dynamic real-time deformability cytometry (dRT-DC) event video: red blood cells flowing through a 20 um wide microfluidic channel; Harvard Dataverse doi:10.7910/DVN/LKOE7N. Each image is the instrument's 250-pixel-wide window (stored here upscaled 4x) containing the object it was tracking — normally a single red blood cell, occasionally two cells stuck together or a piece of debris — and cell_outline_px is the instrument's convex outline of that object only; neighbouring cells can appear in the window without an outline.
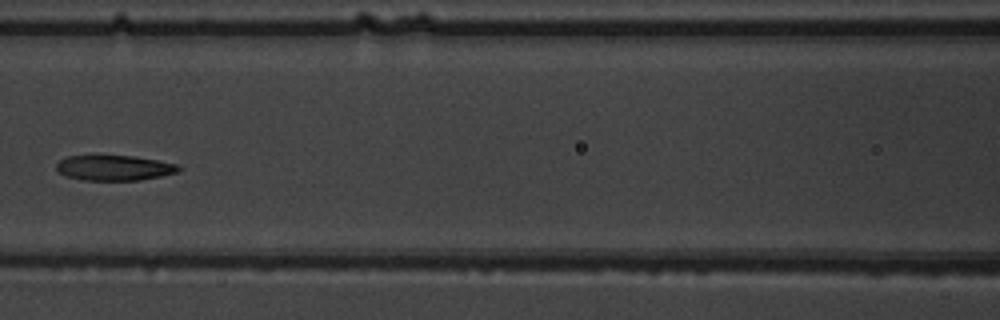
{"species": "common noctule bat (a hibernating species)", "species_latin": "Nyctalus noctula", "temperature_condition": "warm", "stored_images_in_passage": 6, "camera_frame_rate_fps": 3000, "um_per_image_px": 0.085, "animal": {"sex": "male", "body_mass_g": 19.5, "forearm_length_mm": 54.6}, "frame": {"image": 1, "passage_image": 5, "time_ms": 4.667, "image_size_px": [1000, 320], "cell_outline_px": [[180, 172], [140, 180], [84, 180], [64, 176], [56, 168], [56, 164], [60, 160], [68, 156], [132, 156], [156, 160], [176, 164], [180, 168]], "centroid_in_image_um": [9.7, 14.27], "position_along_channel_um": 156.9, "area_um2": 17.8}}
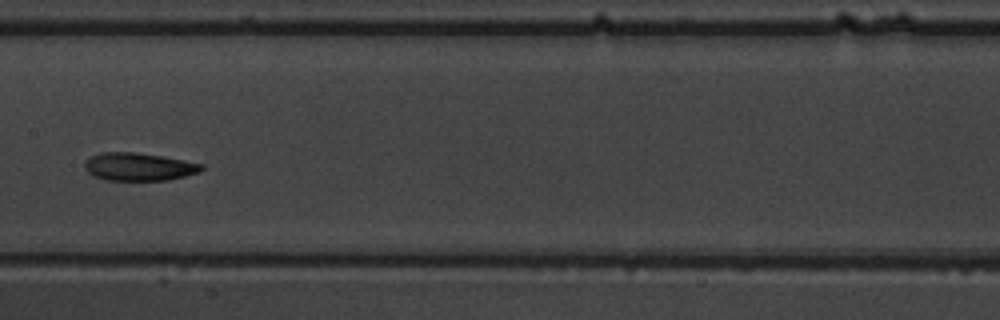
{"frame": {"image": 2, "passage_image": 6, "time_ms": 5.667, "image_size_px": [1000, 320], "cell_outline_px": [[204, 168], [200, 172], [168, 180], [108, 180], [96, 176], [88, 172], [84, 168], [84, 164], [92, 156], [100, 152], [136, 152], [160, 156], [204, 164]], "centroid_in_image_um": [11.82, 14.17], "position_along_channel_um": 195.6, "area_um2": 18.79}}